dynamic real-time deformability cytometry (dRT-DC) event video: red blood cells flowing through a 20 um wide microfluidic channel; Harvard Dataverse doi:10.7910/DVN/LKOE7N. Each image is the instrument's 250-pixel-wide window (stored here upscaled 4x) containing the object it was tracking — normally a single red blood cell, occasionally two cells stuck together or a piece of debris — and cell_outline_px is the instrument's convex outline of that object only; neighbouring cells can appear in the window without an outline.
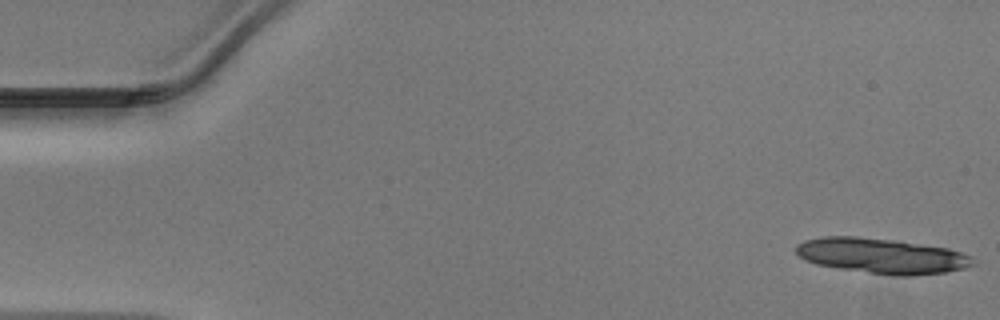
{"species": "Egyptian fruit bat (a non-hibernating species)", "species_latin": "Rousettus aegyptiacus", "temperature_condition": "warm", "stored_images_in_passage": 14, "camera_frame_rate_fps": 3000, "um_per_image_px": 0.085, "animal": {"sex": "male"}, "frame": {"image": 1, "passage_image": 1, "time_ms": 0.0, "image_size_px": [1000, 320], "cell_outline_px": [[972, 264], [964, 268], [944, 272], [912, 276], [896, 276], [840, 268], [816, 264], [800, 256], [796, 252], [796, 244], [804, 240], [820, 236], [856, 236], [892, 240], [948, 248], [960, 252], [968, 256]], "centroid_in_image_um": [74.88, 21.74], "position_along_channel_um": 10.1, "area_um2": 35.84}}